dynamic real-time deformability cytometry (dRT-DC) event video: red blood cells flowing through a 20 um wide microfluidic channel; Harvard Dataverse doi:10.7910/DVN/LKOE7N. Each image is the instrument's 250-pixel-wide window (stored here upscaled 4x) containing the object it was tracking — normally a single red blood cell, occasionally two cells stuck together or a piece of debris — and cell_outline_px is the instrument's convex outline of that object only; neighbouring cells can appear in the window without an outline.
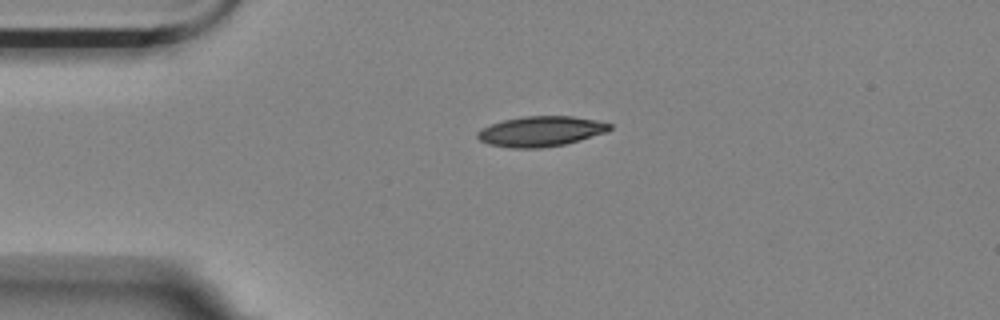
{"species": "Egyptian fruit bat (a non-hibernating species)", "species_latin": "Rousettus aegyptiacus", "temperature_condition": "room temperature", "stored_images_in_passage": 2, "camera_frame_rate_fps": 3000, "um_per_image_px": 0.085, "animal": {"sex": "female"}, "frame": {"image": 1, "passage_image": 1, "time_ms": 0.0, "image_size_px": [1000, 320], "cell_outline_px": [[612, 128], [608, 132], [580, 140], [564, 144], [540, 148], [508, 148], [488, 144], [480, 140], [476, 136], [476, 132], [492, 124], [504, 120], [524, 116], [572, 116], [596, 120], [612, 124]], "centroid_in_image_um": [45.99, 11.17], "position_along_channel_um": 39.0, "area_um2": 23.29}}